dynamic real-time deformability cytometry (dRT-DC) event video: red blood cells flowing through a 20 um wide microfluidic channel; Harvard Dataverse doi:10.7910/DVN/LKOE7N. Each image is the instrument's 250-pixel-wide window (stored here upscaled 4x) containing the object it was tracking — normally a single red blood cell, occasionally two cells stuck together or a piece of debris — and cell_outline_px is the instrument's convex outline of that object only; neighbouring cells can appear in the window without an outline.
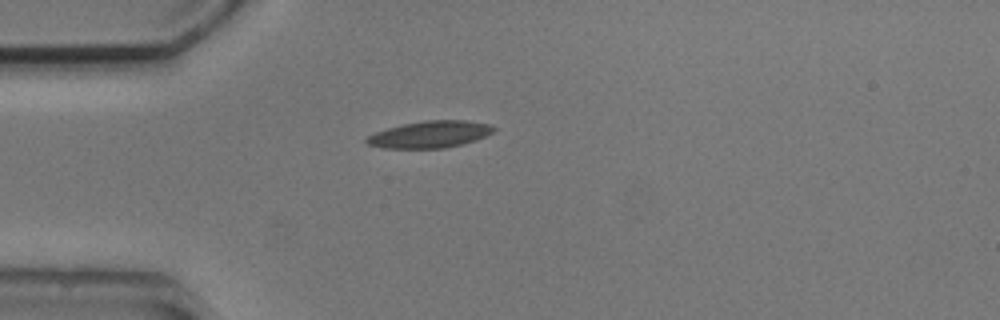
{"species": "common noctule bat (a hibernating species)", "species_latin": "Nyctalus noctula", "temperature_condition": "cold", "stored_images_in_passage": 40, "camera_frame_rate_fps": 3000, "um_per_image_px": 0.085, "animal": {"sex": "male", "body_mass_g": 20.5, "forearm_length_mm": 52.5}, "frame": {"image": 1, "passage_image": 1, "time_ms": 0.0, "image_size_px": [1000, 320], "cell_outline_px": [[496, 128], [492, 132], [476, 140], [444, 148], [384, 148], [368, 144], [364, 140], [368, 136], [376, 132], [388, 128], [404, 124], [424, 120], [468, 120], [488, 124]], "centroid_in_image_um": [36.54, 11.42], "position_along_channel_um": 48.5, "area_um2": 19.65}}
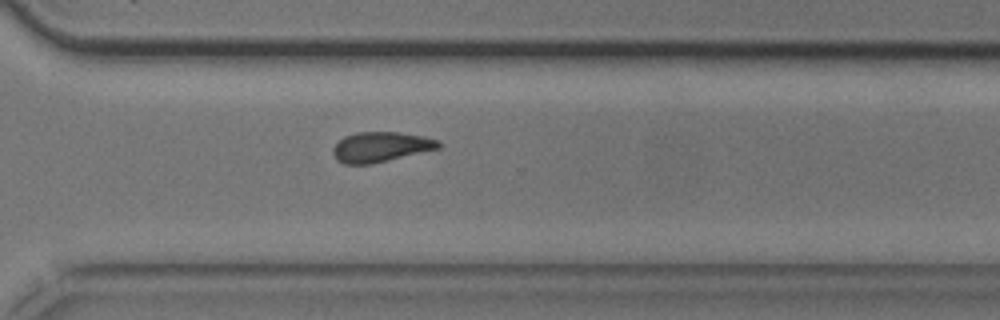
{"frame": {"image": 2, "passage_image": 25, "time_ms": 8.0, "image_size_px": [1000, 320], "cell_outline_px": [[444, 144], [440, 148], [372, 164], [344, 164], [336, 160], [332, 152], [332, 148], [344, 136], [356, 132], [400, 132], [424, 136], [440, 140]], "centroid_in_image_um": [32.39, 12.48], "position_along_channel_um": 338.2, "area_um2": 18.73}}
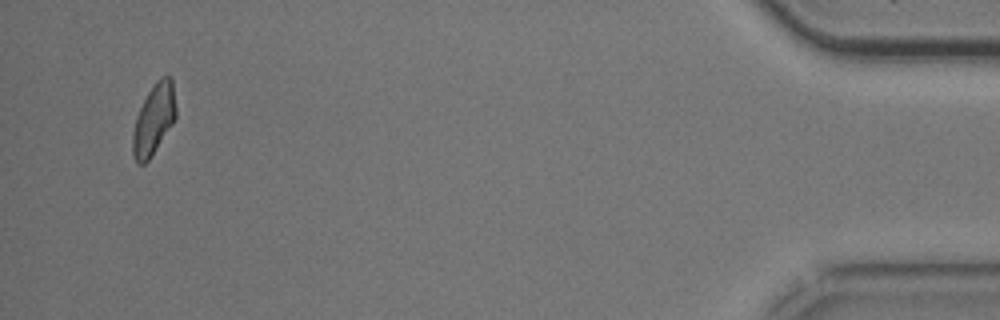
{"frame": {"image": 3, "passage_image": 38, "time_ms": 12.333, "image_size_px": [1000, 320], "cell_outline_px": [[176, 116], [172, 124], [148, 160], [144, 164], [140, 164], [136, 160], [132, 152], [132, 132], [136, 116], [148, 92], [156, 80], [164, 76], [172, 76], [176, 108]], "centroid_in_image_um": [13.07, 10.11], "position_along_channel_um": 422.1, "area_um2": 17.57}, "authors_computed_cell_mechanics": {"area_um2": 18.6694, "velocity_mm_per_s": 3.7746, "shape_relaxation_time_tau1_ms": 6.5854, "shape_relaxation_time_tau2_ms": 5.9306, "deformation_change_tau1": 0.1471, "deformation_change_tau2": 0.1466}}